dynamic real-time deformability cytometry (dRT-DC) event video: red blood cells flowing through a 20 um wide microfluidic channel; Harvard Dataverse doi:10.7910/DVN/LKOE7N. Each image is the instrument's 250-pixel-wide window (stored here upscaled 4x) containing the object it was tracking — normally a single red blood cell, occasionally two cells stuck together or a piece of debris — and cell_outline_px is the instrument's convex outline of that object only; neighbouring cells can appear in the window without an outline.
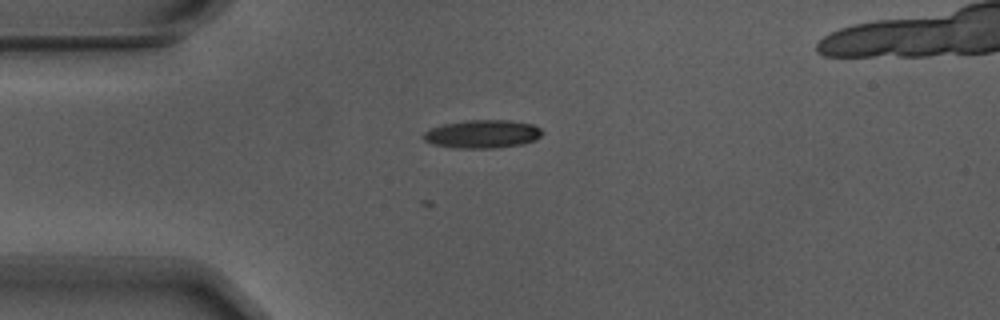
{"species": "Egyptian fruit bat (a non-hibernating species)", "species_latin": "Rousettus aegyptiacus", "temperature_condition": "warm", "stored_images_in_passage": 43, "camera_frame_rate_fps": 3000, "um_per_image_px": 0.085, "animal": {"sex": "male"}, "frame": {"image": 1, "passage_image": 1, "time_ms": 0.0, "image_size_px": [1000, 320], "cell_outline_px": [[544, 132], [536, 140], [524, 144], [492, 148], [456, 148], [432, 144], [424, 140], [420, 136], [424, 132], [432, 128], [444, 124], [468, 120], [512, 120], [532, 124], [540, 128]], "centroid_in_image_um": [41.02, 11.39], "position_along_channel_um": 44.0, "area_um2": 19.65}}
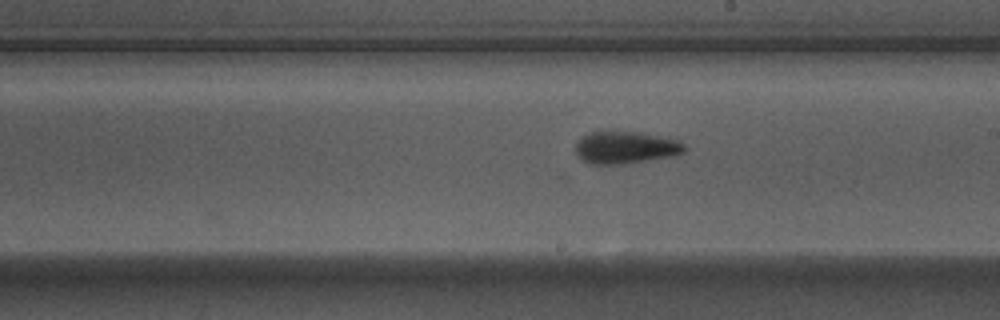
{"frame": {"image": 2, "passage_image": 18, "time_ms": 5.667, "image_size_px": [1000, 320], "cell_outline_px": [[688, 148], [684, 152], [676, 156], [628, 164], [588, 164], [580, 160], [576, 152], [576, 144], [584, 136], [600, 128], [640, 132], [676, 140], [684, 144]], "centroid_in_image_um": [53.17, 12.52], "position_along_channel_um": 235.8, "area_um2": 21.27}}
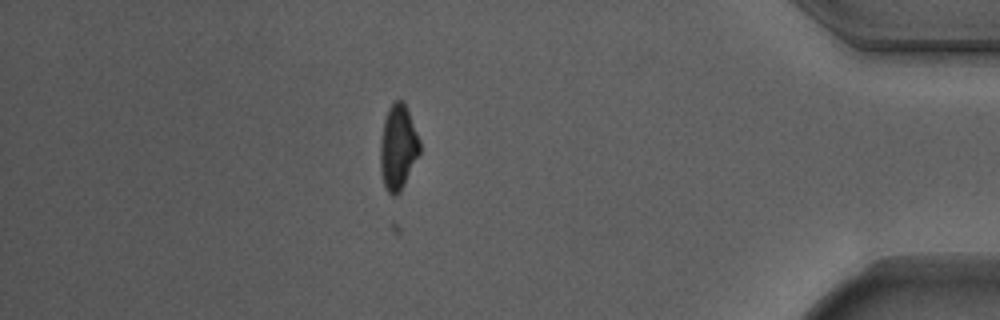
{"frame": {"image": 3, "passage_image": 35, "time_ms": 11.333, "image_size_px": [1000, 320], "cell_outline_px": [[420, 152], [400, 192], [392, 196], [388, 192], [384, 184], [380, 168], [380, 148], [384, 120], [388, 108], [396, 100], [404, 100], [408, 108], [420, 140]], "centroid_in_image_um": [33.84, 12.48], "position_along_channel_um": 401.4, "area_um2": 19.48}}